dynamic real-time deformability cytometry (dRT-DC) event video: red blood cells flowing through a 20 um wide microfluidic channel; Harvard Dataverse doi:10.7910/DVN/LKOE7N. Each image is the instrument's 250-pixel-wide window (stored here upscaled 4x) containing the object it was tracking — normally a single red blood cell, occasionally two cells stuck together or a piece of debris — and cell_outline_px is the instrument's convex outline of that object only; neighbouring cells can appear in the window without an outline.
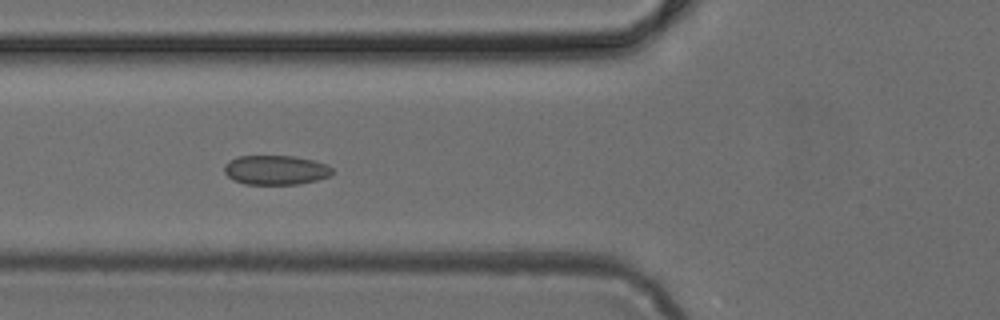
{"species": "common noctule bat (a hibernating species)", "species_latin": "Nyctalus noctula", "temperature_condition": "cold", "stored_images_in_passage": 48, "camera_frame_rate_fps": 3000, "um_per_image_px": 0.085, "animal": {"sex": "female", "body_mass_g": 24.6, "forearm_length_mm": 56.2}, "frame": {"image": 1, "passage_image": 18, "time_ms": 5.667, "image_size_px": [1000, 320], "cell_outline_px": [[332, 176], [300, 184], [244, 184], [232, 180], [224, 172], [224, 164], [228, 160], [236, 156], [296, 156], [312, 160], [324, 164], [332, 168]], "centroid_in_image_um": [23.39, 14.45], "position_along_channel_um": 102.4, "area_um2": 18.67}}
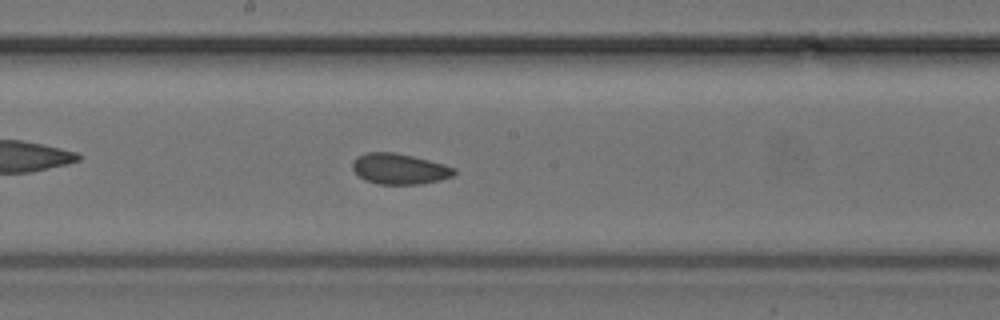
{"frame": {"image": 2, "passage_image": 26, "time_ms": 8.333, "image_size_px": [1000, 320], "cell_outline_px": [[456, 172], [452, 176], [440, 180], [420, 184], [376, 184], [364, 180], [352, 168], [352, 160], [356, 156], [368, 152], [392, 152], [412, 156], [444, 164], [456, 168]], "centroid_in_image_um": [33.93, 14.35], "position_along_channel_um": 214.3, "area_um2": 18.21}}
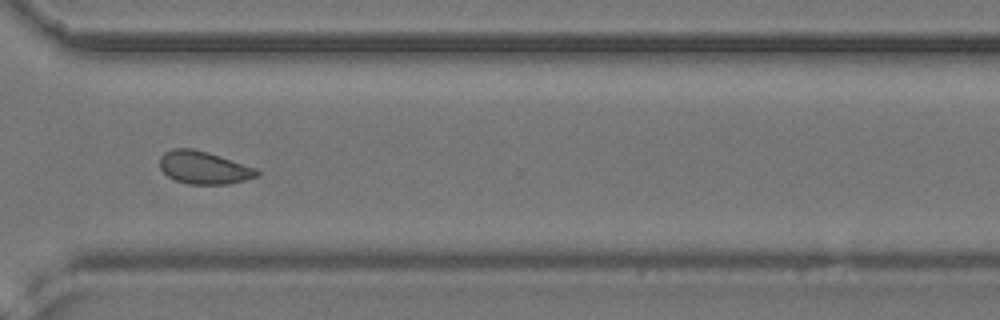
{"frame": {"image": 3, "passage_image": 36, "time_ms": 11.667, "image_size_px": [1000, 320], "cell_outline_px": [[260, 172], [256, 176], [244, 180], [228, 184], [188, 184], [176, 180], [168, 176], [160, 168], [160, 156], [164, 152], [172, 148], [192, 148], [208, 152], [260, 168]], "centroid_in_image_um": [17.35, 14.23], "position_along_channel_um": 353.2, "area_um2": 18.73}}